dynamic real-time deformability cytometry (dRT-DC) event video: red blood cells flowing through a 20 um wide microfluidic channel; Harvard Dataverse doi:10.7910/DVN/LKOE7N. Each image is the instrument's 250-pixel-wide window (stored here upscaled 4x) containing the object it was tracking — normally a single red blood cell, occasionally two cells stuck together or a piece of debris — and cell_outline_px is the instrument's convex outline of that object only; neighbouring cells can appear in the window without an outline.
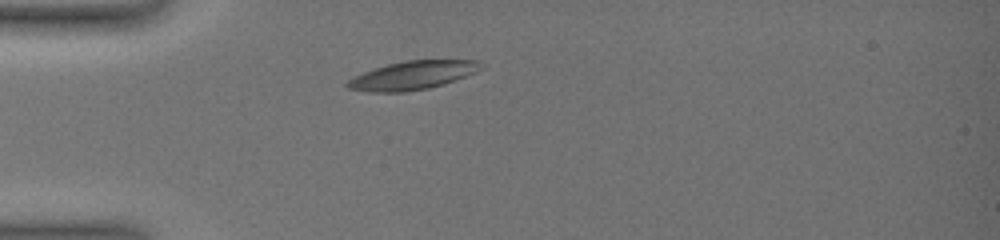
{"species": "common noctule bat (a hibernating species)", "species_latin": "Nyctalus noctula", "temperature_condition": "warm", "stored_images_in_passage": 24, "camera_frame_rate_fps": 3000, "um_per_image_px": 0.085, "animal": {"sex": "female", "body_mass_g": 19.0, "forearm_length_mm": 51.5}, "frame": {"image": 1, "passage_image": 1, "time_ms": 0.0, "image_size_px": [1000, 240], "cell_outline_px": [[484, 68], [476, 72], [444, 84], [428, 88], [404, 92], [368, 92], [348, 88], [344, 84], [348, 80], [364, 72], [388, 64], [404, 60], [480, 60], [484, 64]], "centroid_in_image_um": [35.11, 6.4], "position_along_channel_um": 49.9, "area_um2": 22.2}}
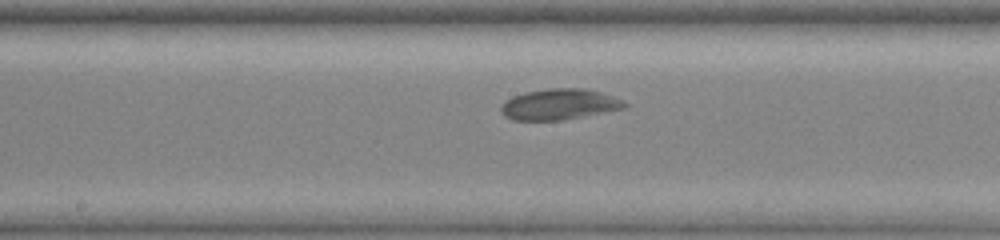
{"frame": {"image": 2, "passage_image": 10, "time_ms": 4.333, "image_size_px": [1000, 240], "cell_outline_px": [[628, 108], [564, 120], [512, 120], [504, 116], [500, 112], [500, 104], [504, 100], [512, 96], [524, 92], [548, 88], [584, 88], [600, 92], [624, 100], [628, 104]], "centroid_in_image_um": [47.53, 8.87], "position_along_channel_um": 200.7, "area_um2": 22.66}}
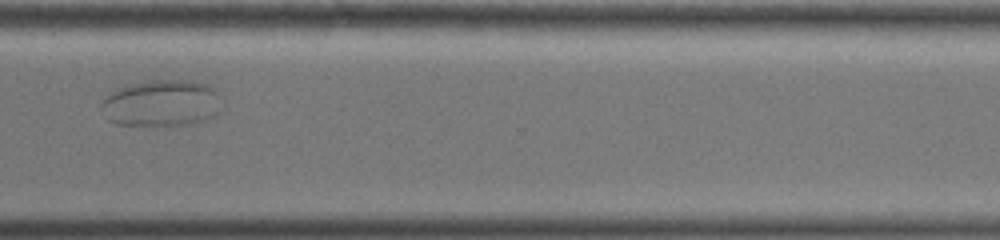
{"frame": {"image": 3, "passage_image": 19, "time_ms": 8.333, "image_size_px": [1000, 240], "cell_outline_px": [[224, 108], [220, 112], [204, 120], [192, 124], [156, 128], [116, 124], [108, 120], [100, 108], [100, 104], [108, 92], [116, 88], [148, 80], [188, 80], [208, 84], [224, 100]], "centroid_in_image_um": [13.74, 8.81], "position_along_channel_um": 356.9, "area_um2": 34.1}}